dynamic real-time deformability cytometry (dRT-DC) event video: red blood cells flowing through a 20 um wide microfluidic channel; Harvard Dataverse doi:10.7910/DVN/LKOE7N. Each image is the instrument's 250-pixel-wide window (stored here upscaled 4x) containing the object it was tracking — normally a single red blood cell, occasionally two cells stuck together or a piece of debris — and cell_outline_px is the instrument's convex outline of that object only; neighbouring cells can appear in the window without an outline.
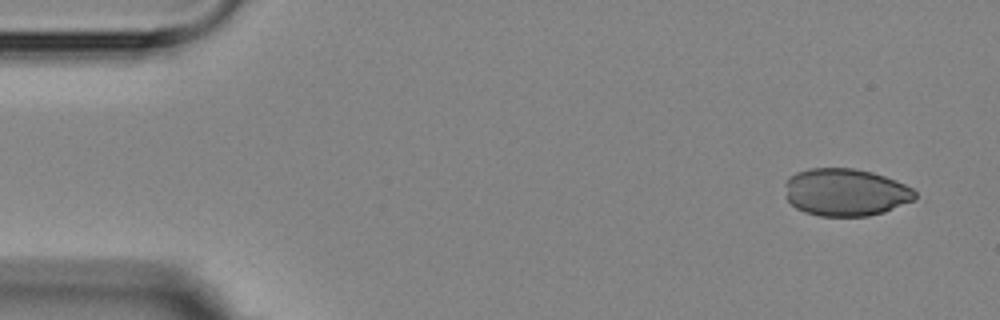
{"species": "Egyptian fruit bat (a non-hibernating species)", "species_latin": "Rousettus aegyptiacus", "temperature_condition": "room temperature", "stored_images_in_passage": 3, "camera_frame_rate_fps": 3000, "um_per_image_px": 0.085, "animal": {"sex": "female"}, "frame": {"image": 1, "passage_image": 1, "time_ms": 0.0, "image_size_px": [1000, 320], "cell_outline_px": [[916, 200], [884, 212], [868, 216], [820, 216], [804, 212], [796, 208], [784, 196], [784, 184], [796, 172], [808, 168], [856, 168], [872, 172], [896, 180], [912, 188], [916, 192]], "centroid_in_image_um": [71.87, 16.34], "position_along_channel_um": 13.1, "area_um2": 36.3}}